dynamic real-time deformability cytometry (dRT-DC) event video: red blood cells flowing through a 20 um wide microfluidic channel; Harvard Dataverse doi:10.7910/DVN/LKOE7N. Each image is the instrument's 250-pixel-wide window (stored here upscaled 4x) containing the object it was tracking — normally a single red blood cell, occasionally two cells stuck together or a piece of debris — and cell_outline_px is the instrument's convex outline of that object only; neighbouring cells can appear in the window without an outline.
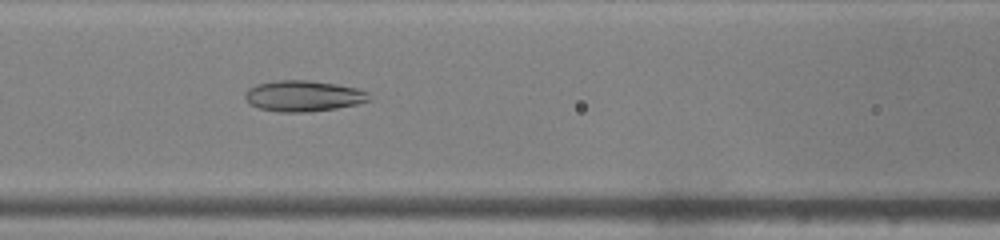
{"species": "common noctule bat (a hibernating species)", "species_latin": "Nyctalus noctula", "temperature_condition": "warm", "stored_images_in_passage": 35, "camera_frame_rate_fps": 3000, "um_per_image_px": 0.085, "animal": {"sex": "male", "body_mass_g": 19.0, "forearm_length_mm": 50.8}, "frame": {"image": 1, "passage_image": 9, "time_ms": 2.667, "image_size_px": [1000, 240], "cell_outline_px": [[372, 100], [356, 104], [336, 108], [308, 112], [280, 112], [260, 108], [252, 104], [244, 96], [244, 92], [248, 88], [256, 84], [276, 80], [308, 80], [336, 84], [356, 88], [368, 92]], "centroid_in_image_um": [25.79, 8.15], "position_along_channel_um": 140.8, "area_um2": 22.31}}
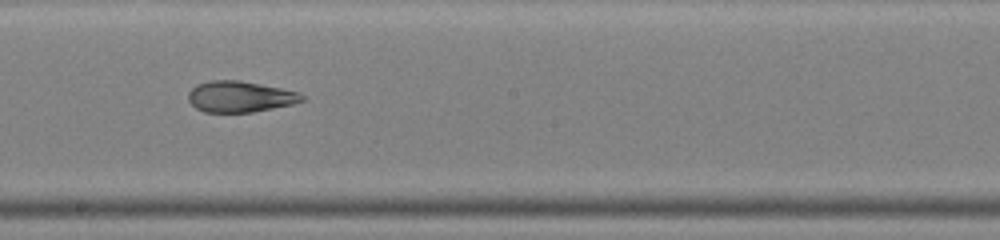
{"frame": {"image": 2, "passage_image": 15, "time_ms": 4.667, "image_size_px": [1000, 240], "cell_outline_px": [[304, 100], [292, 104], [252, 112], [204, 112], [196, 108], [188, 100], [188, 92], [196, 84], [212, 80], [240, 80], [300, 92], [304, 96]], "centroid_in_image_um": [20.38, 8.21], "position_along_channel_um": 227.8, "area_um2": 20.52}}
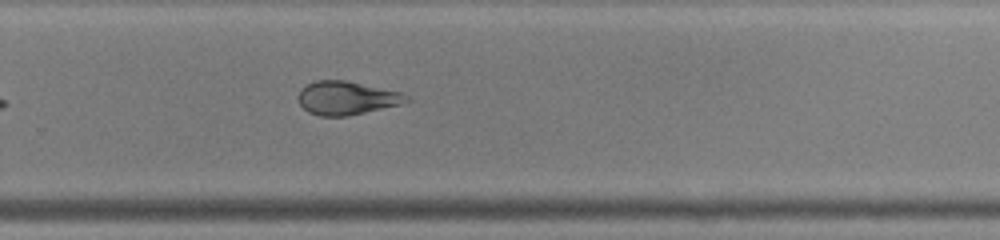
{"frame": {"image": 3, "passage_image": 20, "time_ms": 6.333, "image_size_px": [1000, 240], "cell_outline_px": [[408, 100], [400, 104], [348, 116], [320, 116], [308, 112], [300, 104], [300, 88], [316, 80], [344, 80], [400, 92], [408, 96]], "centroid_in_image_um": [29.44, 8.33], "position_along_channel_um": 300.4, "area_um2": 20.69}, "authors_computed_cell_mechanics": {"area_um2": 24.0448, "velocity_mm_per_s": 4.3615, "shape_relaxation_time_tau1_ms": null, "shape_relaxation_time_tau2_ms": 1.8356, "deformation_change_tau1": null, "deformation_change_tau2": 0.0988}}